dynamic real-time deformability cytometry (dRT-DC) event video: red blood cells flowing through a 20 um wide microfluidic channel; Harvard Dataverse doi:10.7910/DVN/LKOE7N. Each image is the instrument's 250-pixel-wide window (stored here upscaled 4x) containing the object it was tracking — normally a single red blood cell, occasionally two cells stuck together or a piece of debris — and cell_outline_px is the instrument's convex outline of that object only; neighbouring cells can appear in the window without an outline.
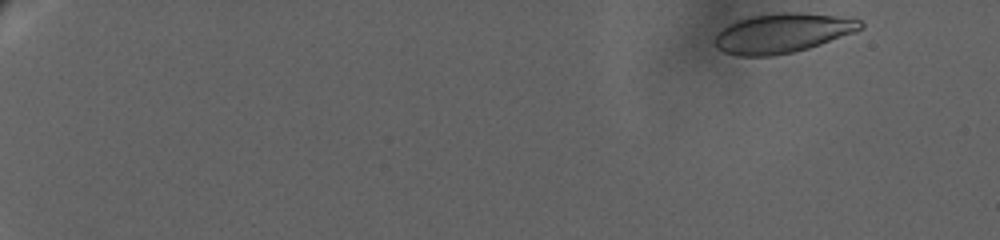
{"species": "human", "species_latin": "Homo sapiens", "temperature_condition": "warm", "stored_images_in_passage": 41, "camera_frame_rate_fps": 3000, "um_per_image_px": 0.085, "donor": {"sex": "female"}, "frame": {"image": 1, "passage_image": 1, "time_ms": 0.0, "image_size_px": [1000, 240], "cell_outline_px": [[864, 28], [856, 32], [808, 48], [792, 52], [772, 56], [736, 56], [724, 52], [716, 48], [716, 32], [728, 24], [752, 16], [780, 12], [800, 12], [836, 16], [860, 20], [864, 24]], "centroid_in_image_um": [66.51, 2.82], "position_along_channel_um": 18.5, "area_um2": 33.47}}
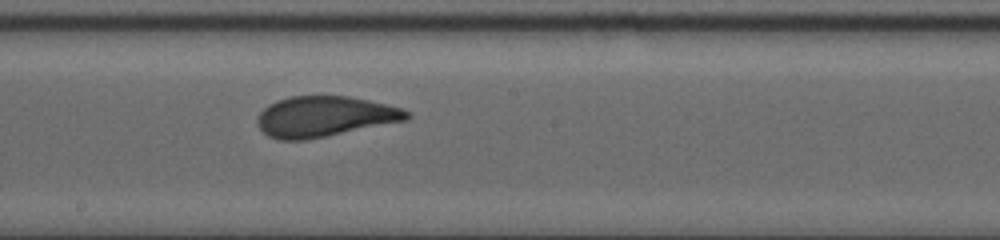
{"frame": {"image": 2, "passage_image": 22, "time_ms": 13.667, "image_size_px": [1000, 240], "cell_outline_px": [[412, 116], [408, 120], [308, 140], [276, 140], [268, 136], [256, 124], [256, 116], [268, 104], [276, 100], [292, 96], [348, 96], [368, 100], [400, 108], [408, 112]], "centroid_in_image_um": [27.55, 9.92], "position_along_channel_um": 220.7, "area_um2": 35.49}}
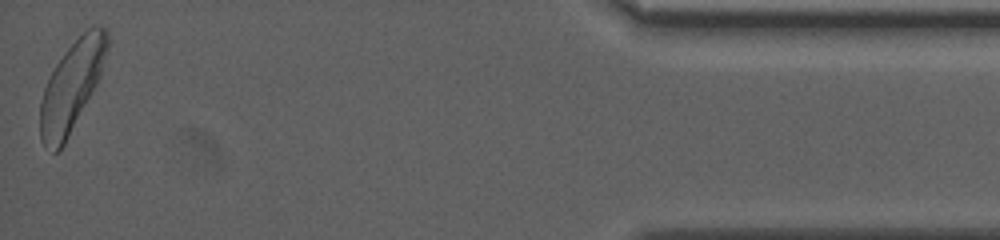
{"frame": {"image": 3, "passage_image": 41, "time_ms": 23.0, "image_size_px": [1000, 240], "cell_outline_px": [[108, 48], [100, 76], [96, 84], [64, 144], [56, 152], [52, 152], [40, 140], [40, 100], [44, 88], [56, 64], [68, 48], [92, 24], [108, 28]], "centroid_in_image_um": [6.09, 7.31], "position_along_channel_um": 429.1, "area_um2": 34.45}, "authors_computed_cell_mechanics": {"area_um2": 35.0846, "velocity_mm_per_s": 2.9011, "shape_relaxation_time_tau1_ms": 6.1174, "shape_relaxation_time_tau2_ms": null, "deformation_change_tau1": 0.1798, "deformation_change_tau2": null}}